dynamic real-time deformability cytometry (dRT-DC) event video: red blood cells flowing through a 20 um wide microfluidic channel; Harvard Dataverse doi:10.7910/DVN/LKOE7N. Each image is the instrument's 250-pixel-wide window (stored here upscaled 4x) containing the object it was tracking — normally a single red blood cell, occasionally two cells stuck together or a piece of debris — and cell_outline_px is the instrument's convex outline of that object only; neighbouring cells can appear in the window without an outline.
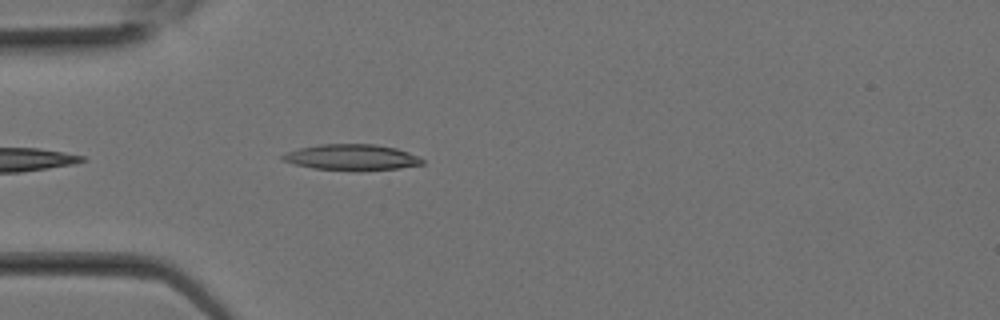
{"species": "Egyptian fruit bat (a non-hibernating species)", "species_latin": "Rousettus aegyptiacus", "temperature_condition": "room temperature", "stored_images_in_passage": 9, "camera_frame_rate_fps": 3000, "um_per_image_px": 0.085, "animal": {"sex": "female"}, "frame": {"image": 1, "passage_image": 7, "time_ms": 2.0, "image_size_px": [1000, 320], "cell_outline_px": [[424, 164], [400, 168], [312, 168], [280, 160], [280, 156], [288, 152], [300, 148], [320, 144], [376, 144], [396, 148], [408, 152], [424, 160]], "centroid_in_image_um": [29.88, 13.32], "position_along_channel_um": 55.1, "area_um2": 20.11}}
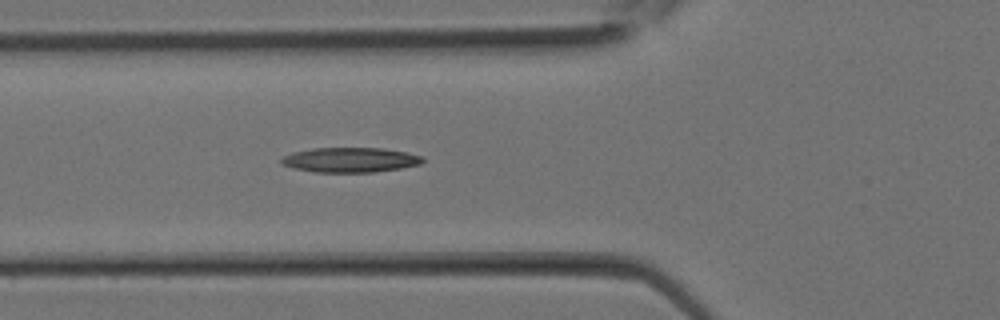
{"frame": {"image": 2, "passage_image": 9, "time_ms": 2.667, "image_size_px": [1000, 320], "cell_outline_px": [[424, 160], [420, 164], [400, 168], [372, 172], [312, 172], [292, 168], [280, 164], [280, 160], [284, 156], [292, 152], [312, 148], [384, 148], [408, 152], [420, 156]], "centroid_in_image_um": [29.72, 13.59], "position_along_channel_um": 96.1, "area_um2": 20.52}}